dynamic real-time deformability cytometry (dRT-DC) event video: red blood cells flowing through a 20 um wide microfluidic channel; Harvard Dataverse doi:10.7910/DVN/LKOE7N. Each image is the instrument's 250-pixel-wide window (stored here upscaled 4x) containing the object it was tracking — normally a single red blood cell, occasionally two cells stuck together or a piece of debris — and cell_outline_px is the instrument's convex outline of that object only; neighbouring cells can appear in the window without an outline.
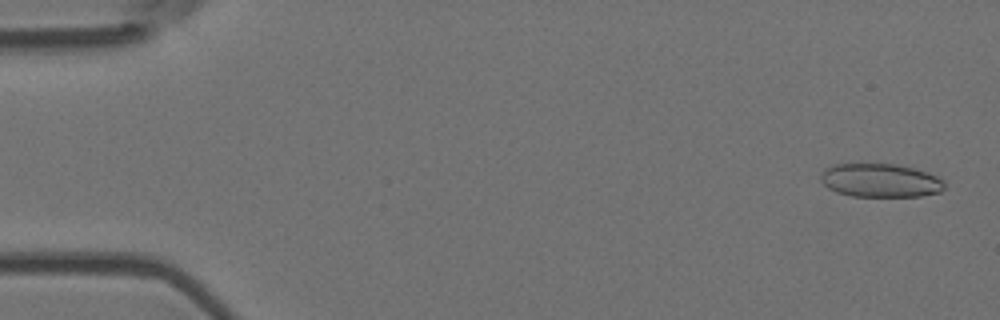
{"species": "Egyptian fruit bat (a non-hibernating species)", "species_latin": "Rousettus aegyptiacus", "temperature_condition": "room temperature", "stored_images_in_passage": 6, "camera_frame_rate_fps": 3000, "um_per_image_px": 0.085, "animal": {"sex": "female"}, "frame": {"image": 1, "passage_image": 1, "time_ms": 0.0, "image_size_px": [1000, 320], "cell_outline_px": [[944, 188], [940, 192], [920, 196], [852, 196], [836, 192], [828, 188], [820, 180], [820, 172], [824, 168], [836, 164], [896, 164], [928, 172], [944, 180]], "centroid_in_image_um": [74.81, 15.33], "position_along_channel_um": 10.2, "area_um2": 24.28}}